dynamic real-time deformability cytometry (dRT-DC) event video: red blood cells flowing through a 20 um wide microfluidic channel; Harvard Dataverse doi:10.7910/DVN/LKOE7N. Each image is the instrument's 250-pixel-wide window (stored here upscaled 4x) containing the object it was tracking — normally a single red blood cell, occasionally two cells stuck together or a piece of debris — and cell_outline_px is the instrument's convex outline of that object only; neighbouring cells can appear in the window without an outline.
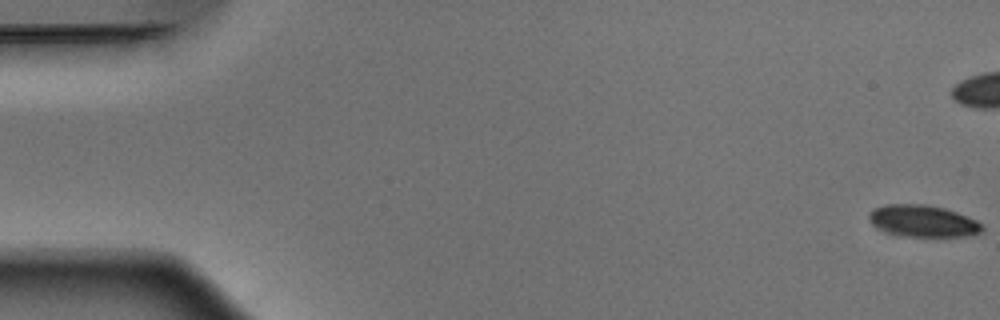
{"species": "Egyptian fruit bat (a non-hibernating species)", "species_latin": "Rousettus aegyptiacus", "temperature_condition": "warm", "stored_images_in_passage": 54, "camera_frame_rate_fps": 3000, "um_per_image_px": 0.085, "animal": {"sex": "male"}, "frame": {"image": 1, "passage_image": 1, "time_ms": 0.0, "image_size_px": [1000, 320], "cell_outline_px": [[976, 228], [960, 232], [916, 232], [888, 224], [876, 216], [876, 212], [888, 208], [928, 208], [944, 212], [968, 220], [976, 224]], "centroid_in_image_um": [78.59, 18.72], "position_along_channel_um": 6.4, "area_um2": 12.66}}
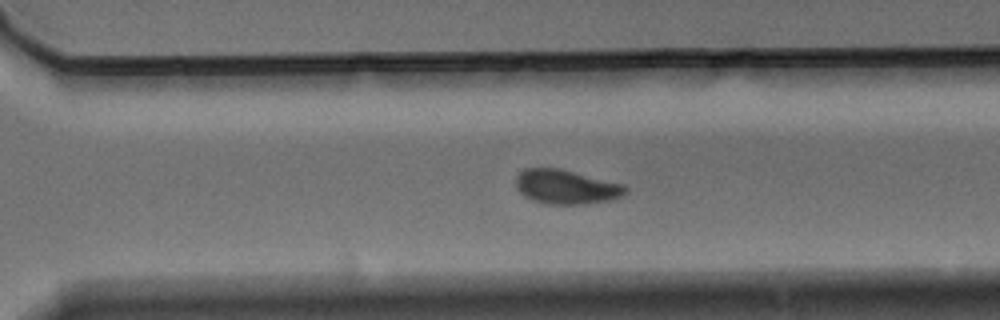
{"frame": {"image": 2, "passage_image": 37, "time_ms": 12.0, "image_size_px": [1000, 320], "cell_outline_px": [[616, 192], [600, 196], [572, 196], [532, 192], [524, 184], [524, 176], [532, 172], [552, 172], [572, 176], [616, 188]], "centroid_in_image_um": [48.0, 15.74], "position_along_channel_um": 322.6, "area_um2": 11.1}}
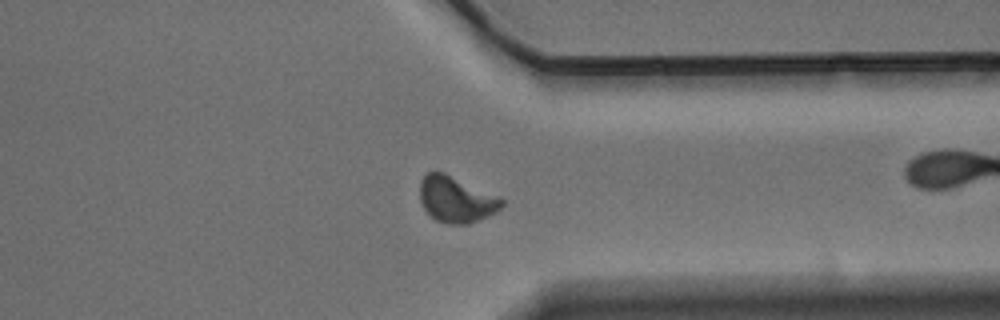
{"frame": {"image": 3, "passage_image": 41, "time_ms": 13.333, "image_size_px": [1000, 320], "cell_outline_px": [[496, 204], [464, 220], [460, 220], [436, 216], [428, 208], [424, 200], [424, 184], [428, 176], [444, 176]], "centroid_in_image_um": [38.47, 16.93], "position_along_channel_um": 372.9, "area_um2": 14.39}}